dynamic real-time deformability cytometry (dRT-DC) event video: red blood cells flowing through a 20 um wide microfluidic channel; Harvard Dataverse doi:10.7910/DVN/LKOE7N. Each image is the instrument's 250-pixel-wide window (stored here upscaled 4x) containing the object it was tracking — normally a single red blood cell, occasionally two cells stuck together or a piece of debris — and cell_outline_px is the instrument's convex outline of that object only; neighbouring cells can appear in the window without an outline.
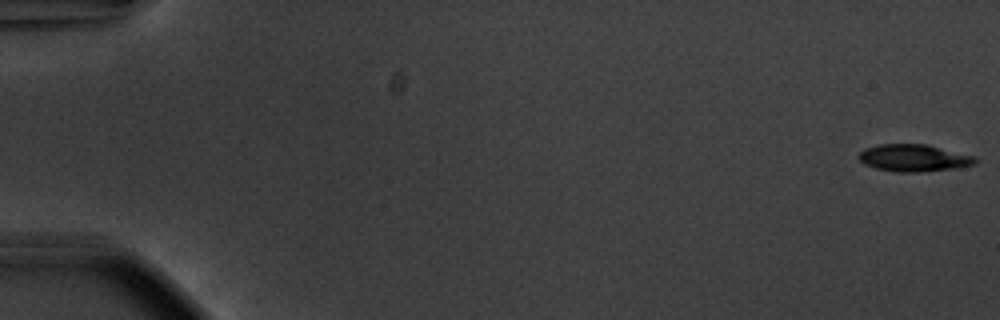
{"species": "common noctule bat (a hibernating species)", "species_latin": "Nyctalus noctula", "temperature_condition": "warm", "stored_images_in_passage": 55, "camera_frame_rate_fps": 3000, "um_per_image_px": 0.085, "animal": {"sex": "male", "body_mass_g": 20.1, "forearm_length_mm": 53.5}, "frame": {"image": 1, "passage_image": 1, "time_ms": 0.0, "image_size_px": [1000, 320], "cell_outline_px": [[976, 164], [960, 168], [916, 172], [896, 172], [876, 168], [864, 164], [860, 160], [860, 152], [864, 148], [880, 144], [928, 144], [976, 156]], "centroid_in_image_um": [77.72, 13.42], "position_along_channel_um": 7.3, "area_um2": 18.55}}
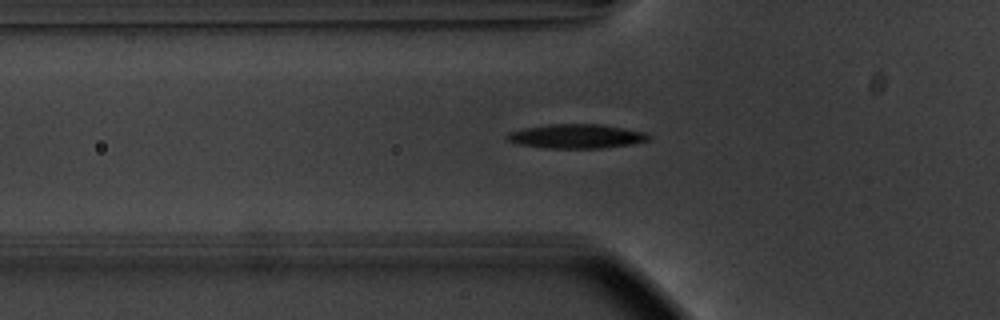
{"frame": {"image": 2, "passage_image": 20, "time_ms": 6.333, "image_size_px": [1000, 320], "cell_outline_px": [[652, 136], [648, 140], [632, 144], [604, 148], [544, 148], [516, 144], [508, 140], [504, 136], [508, 132], [524, 128], [548, 124], [600, 124], [648, 132]], "centroid_in_image_um": [48.99, 11.58], "position_along_channel_um": 76.8, "area_um2": 20.23}}
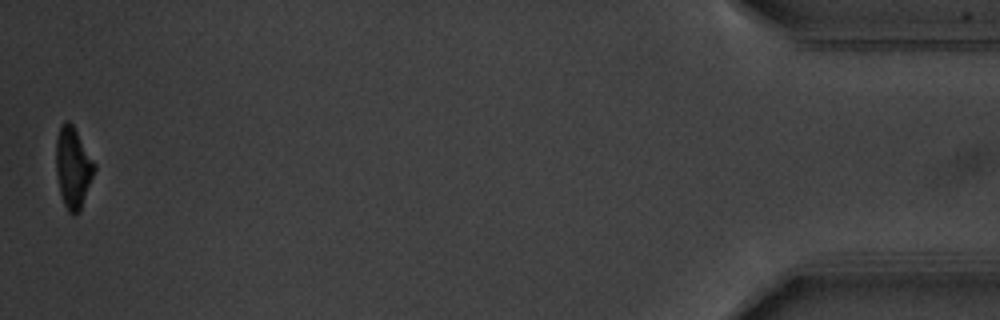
{"frame": {"image": 3, "passage_image": 55, "time_ms": 18.0, "image_size_px": [1000, 320], "cell_outline_px": [[96, 168], [80, 212], [72, 216], [68, 212], [64, 204], [60, 192], [56, 172], [56, 140], [60, 124], [64, 120], [68, 120], [72, 124], [96, 164]], "centroid_in_image_um": [6.21, 14.25], "position_along_channel_um": 429.0, "area_um2": 18.21}, "authors_computed_cell_mechanics": {"area_um2": 19.1318, "velocity_mm_per_s": 3.7327, "shape_relaxation_time_tau1_ms": 3.2182, "shape_relaxation_time_tau2_ms": 5.2784, "deformation_change_tau1": 0.16, "deformation_change_tau2": 0.1292}}